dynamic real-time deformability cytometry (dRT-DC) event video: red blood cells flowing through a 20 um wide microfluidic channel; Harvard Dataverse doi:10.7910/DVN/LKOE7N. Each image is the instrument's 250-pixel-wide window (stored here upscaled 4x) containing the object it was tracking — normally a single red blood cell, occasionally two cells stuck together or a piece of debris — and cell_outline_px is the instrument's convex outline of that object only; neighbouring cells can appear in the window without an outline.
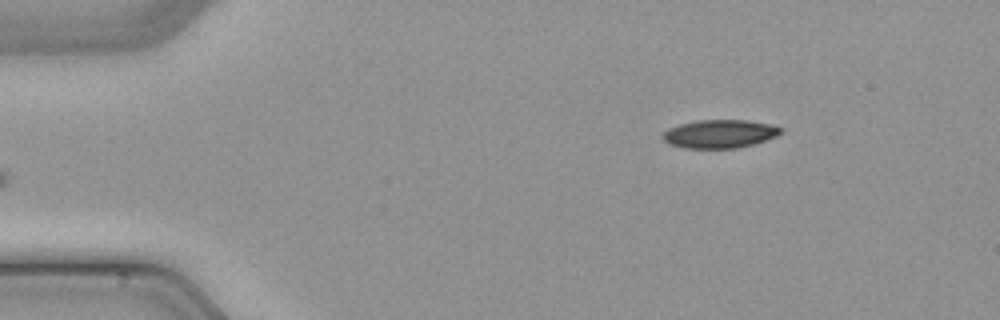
{"species": "common noctule bat (a hibernating species)", "species_latin": "Nyctalus noctula", "temperature_condition": "cold", "stored_images_in_passage": 42, "camera_frame_rate_fps": 3000, "um_per_image_px": 0.085, "animal": {"sex": "male", "body_mass_g": 21.5, "forearm_length_mm": 52.0}, "frame": {"image": 1, "passage_image": 1, "time_ms": 0.0, "image_size_px": [1000, 320], "cell_outline_px": [[784, 128], [776, 136], [752, 144], [736, 148], [684, 148], [668, 144], [660, 136], [668, 128], [680, 124], [696, 120], [748, 120], [768, 124]], "centroid_in_image_um": [61.12, 11.37], "position_along_channel_um": 23.9, "area_um2": 19.42}}
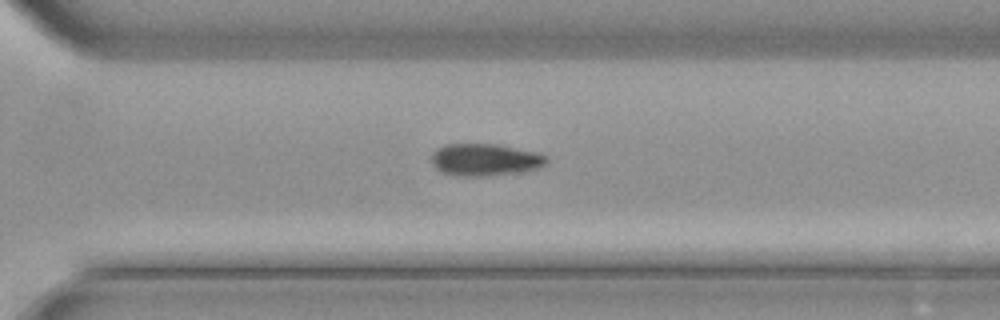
{"frame": {"image": 2, "passage_image": 28, "time_ms": 9.0, "image_size_px": [1000, 320], "cell_outline_px": [[548, 160], [544, 164], [536, 168], [516, 172], [488, 176], [460, 176], [444, 172], [436, 168], [432, 164], [432, 152], [436, 148], [444, 144], [496, 144], [536, 152], [544, 156]], "centroid_in_image_um": [41.16, 13.56], "position_along_channel_um": 329.4, "area_um2": 21.27}}
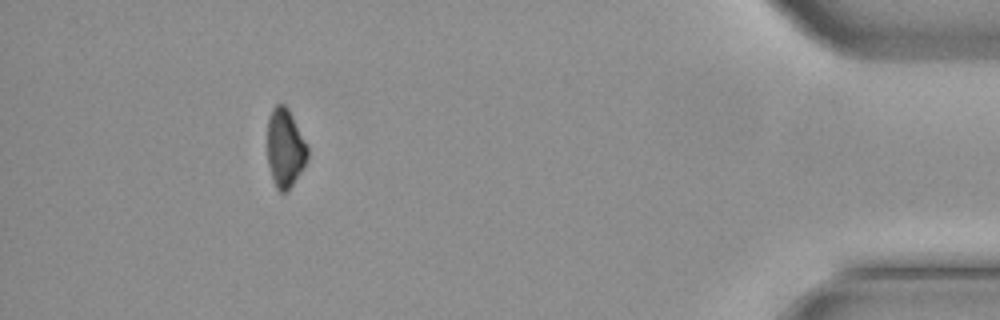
{"frame": {"image": 3, "passage_image": 38, "time_ms": 12.333, "image_size_px": [1000, 320], "cell_outline_px": [[308, 156], [300, 172], [288, 192], [280, 192], [276, 188], [268, 164], [268, 116], [272, 108], [276, 104], [284, 104], [288, 108], [308, 148]], "centroid_in_image_um": [24.22, 12.58], "position_along_channel_um": 411.0, "area_um2": 18.15}}